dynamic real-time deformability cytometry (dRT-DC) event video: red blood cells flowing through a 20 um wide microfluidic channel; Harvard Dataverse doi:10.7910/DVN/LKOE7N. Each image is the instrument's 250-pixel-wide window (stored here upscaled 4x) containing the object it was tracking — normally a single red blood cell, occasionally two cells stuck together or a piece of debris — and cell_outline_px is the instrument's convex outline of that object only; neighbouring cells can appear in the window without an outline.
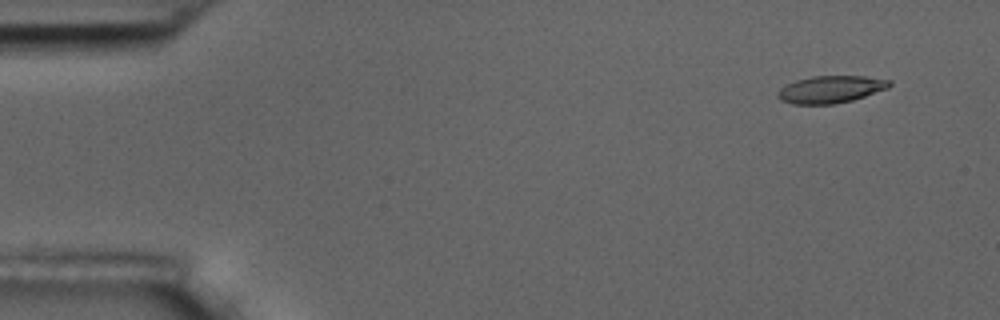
{"species": "common noctule bat (a hibernating species)", "species_latin": "Nyctalus noctula", "temperature_condition": "room temperature", "stored_images_in_passage": 7, "camera_frame_rate_fps": 3000, "um_per_image_px": 0.085, "animal": {"sex": "male", "body_mass_g": 17.5, "forearm_length_mm": 52.3}, "frame": {"image": 1, "passage_image": 2, "time_ms": 1.0, "image_size_px": [1000, 320], "cell_outline_px": [[892, 84], [888, 88], [852, 100], [836, 104], [792, 104], [780, 100], [776, 96], [776, 92], [780, 88], [796, 80], [812, 76], [864, 76], [892, 80]], "centroid_in_image_um": [70.59, 7.59], "position_along_channel_um": 14.4, "area_um2": 17.8}}
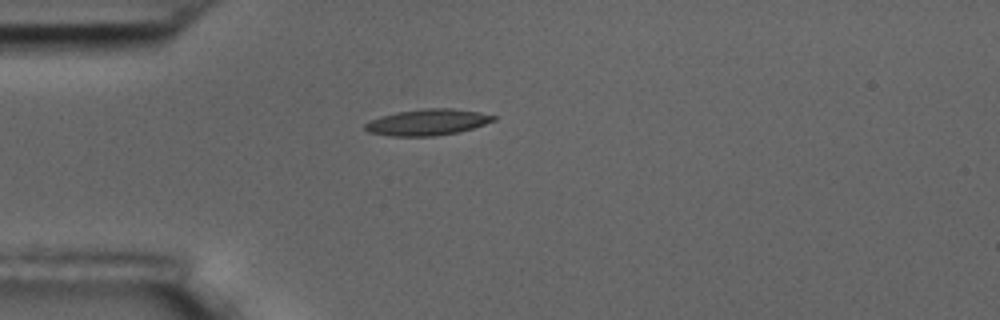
{"frame": {"image": 2, "passage_image": 5, "time_ms": 4.667, "image_size_px": [1000, 320], "cell_outline_px": [[496, 120], [460, 132], [432, 136], [392, 136], [368, 132], [364, 128], [364, 124], [380, 116], [396, 112], [424, 108], [452, 108], [480, 112], [496, 116]], "centroid_in_image_um": [36.34, 10.38], "position_along_channel_um": 48.7, "area_um2": 19.59}}